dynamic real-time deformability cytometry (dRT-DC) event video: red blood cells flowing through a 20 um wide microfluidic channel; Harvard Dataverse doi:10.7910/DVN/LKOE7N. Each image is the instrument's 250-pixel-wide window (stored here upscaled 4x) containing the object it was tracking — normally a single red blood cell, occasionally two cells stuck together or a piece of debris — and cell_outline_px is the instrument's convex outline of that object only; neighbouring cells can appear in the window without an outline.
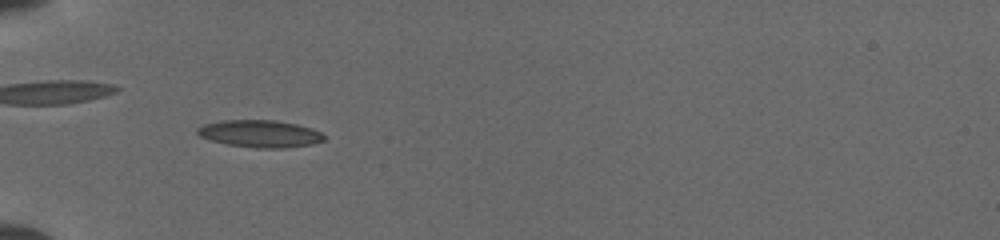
{"species": "common noctule bat (a hibernating species)", "species_latin": "Nyctalus noctula", "temperature_condition": "cold", "stored_images_in_passage": 38, "camera_frame_rate_fps": 3000, "um_per_image_px": 0.085, "animal": {"sex": "female", "body_mass_g": 19.5, "forearm_length_mm": 54.1}, "frame": {"image": 1, "passage_image": 5, "time_ms": 1.333, "image_size_px": [1000, 240], "cell_outline_px": [[324, 140], [312, 144], [284, 148], [256, 148], [228, 144], [212, 140], [200, 136], [196, 132], [196, 128], [204, 124], [220, 120], [276, 120], [296, 124], [312, 128], [320, 132], [324, 136]], "centroid_in_image_um": [22.09, 11.36], "position_along_channel_um": 62.9, "area_um2": 20.06}}
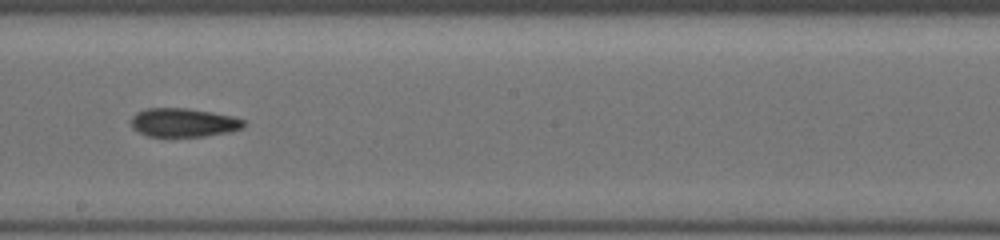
{"frame": {"image": 2, "passage_image": 18, "time_ms": 5.667, "image_size_px": [1000, 240], "cell_outline_px": [[244, 128], [228, 132], [204, 136], [148, 136], [132, 128], [132, 116], [136, 112], [148, 108], [188, 108], [212, 112], [232, 116], [244, 120]], "centroid_in_image_um": [15.6, 10.41], "position_along_channel_um": 232.6, "area_um2": 18.73}}
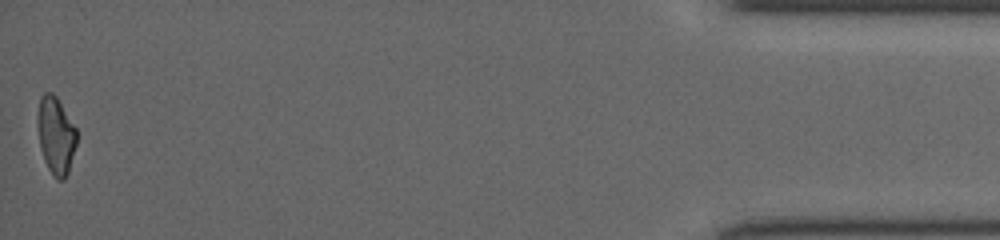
{"frame": {"image": 3, "passage_image": 38, "time_ms": 12.333, "image_size_px": [1000, 240], "cell_outline_px": [[76, 144], [68, 172], [64, 180], [56, 180], [52, 176], [44, 160], [40, 148], [36, 120], [36, 116], [40, 96], [44, 92], [52, 92], [56, 96], [76, 128]], "centroid_in_image_um": [4.71, 11.5], "position_along_channel_um": 430.5, "area_um2": 17.8}}